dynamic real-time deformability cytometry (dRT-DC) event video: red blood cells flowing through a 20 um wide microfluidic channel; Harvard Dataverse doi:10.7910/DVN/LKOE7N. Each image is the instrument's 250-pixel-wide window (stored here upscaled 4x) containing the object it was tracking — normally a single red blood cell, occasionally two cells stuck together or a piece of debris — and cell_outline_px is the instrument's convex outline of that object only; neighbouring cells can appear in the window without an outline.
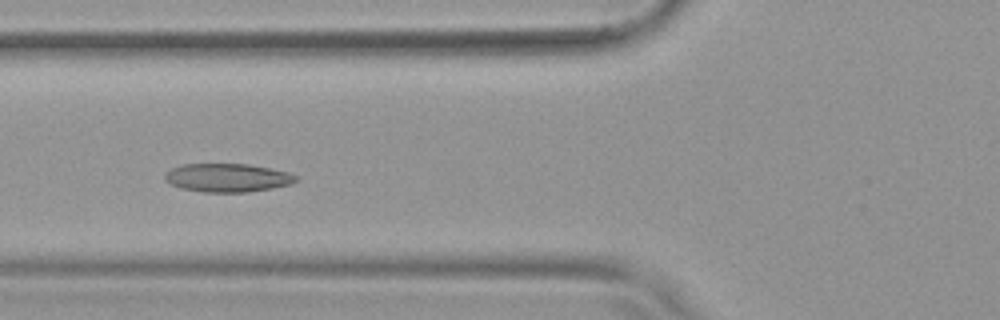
{"species": "common noctule bat (a hibernating species)", "species_latin": "Nyctalus noctula", "temperature_condition": "warm", "stored_images_in_passage": 52, "camera_frame_rate_fps": 3000, "um_per_image_px": 0.085, "animal": {"sex": "female", "body_mass_g": 19.9}, "frame": {"image": 1, "passage_image": 19, "time_ms": 6.0, "image_size_px": [1000, 320], "cell_outline_px": [[300, 180], [288, 184], [272, 188], [248, 192], [204, 192], [180, 188], [164, 180], [164, 172], [180, 164], [248, 164], [288, 172], [296, 176]], "centroid_in_image_um": [19.29, 15.1], "position_along_channel_um": 106.5, "area_um2": 21.73}}
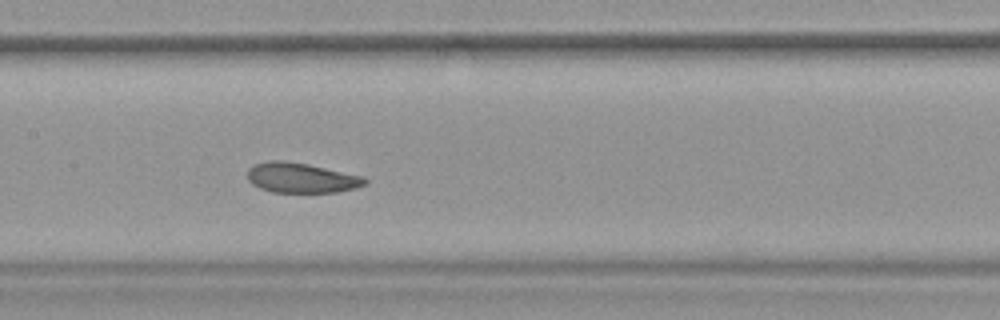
{"frame": {"image": 2, "passage_image": 25, "time_ms": 8.0, "image_size_px": [1000, 320], "cell_outline_px": [[368, 184], [356, 188], [336, 192], [272, 192], [260, 188], [252, 184], [248, 180], [248, 168], [252, 164], [268, 160], [284, 160], [308, 164], [364, 176], [368, 180]], "centroid_in_image_um": [25.61, 15.1], "position_along_channel_um": 181.8, "area_um2": 20.81}}
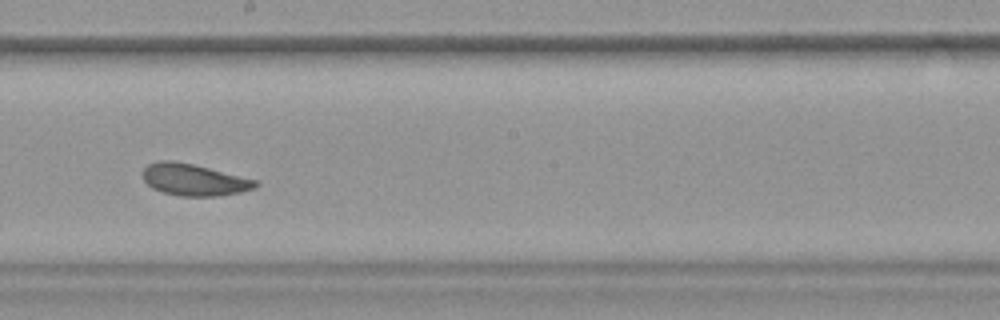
{"frame": {"image": 3, "passage_image": 29, "time_ms": 9.333, "image_size_px": [1000, 320], "cell_outline_px": [[260, 184], [256, 188], [240, 192], [216, 196], [180, 196], [164, 192], [152, 188], [144, 180], [140, 172], [148, 164], [156, 160], [172, 160], [192, 164], [256, 180]], "centroid_in_image_um": [16.44, 15.27], "position_along_channel_um": 231.8, "area_um2": 20.81}, "authors_computed_cell_mechanics": {"area_um2": 22.0507, "velocity_mm_per_s": 3.7735, "shape_relaxation_time_tau1_ms": 3.2644, "shape_relaxation_time_tau2_ms": 2.7088, "deformation_change_tau1": 0.1041, "deformation_change_tau2": 0.0934}}